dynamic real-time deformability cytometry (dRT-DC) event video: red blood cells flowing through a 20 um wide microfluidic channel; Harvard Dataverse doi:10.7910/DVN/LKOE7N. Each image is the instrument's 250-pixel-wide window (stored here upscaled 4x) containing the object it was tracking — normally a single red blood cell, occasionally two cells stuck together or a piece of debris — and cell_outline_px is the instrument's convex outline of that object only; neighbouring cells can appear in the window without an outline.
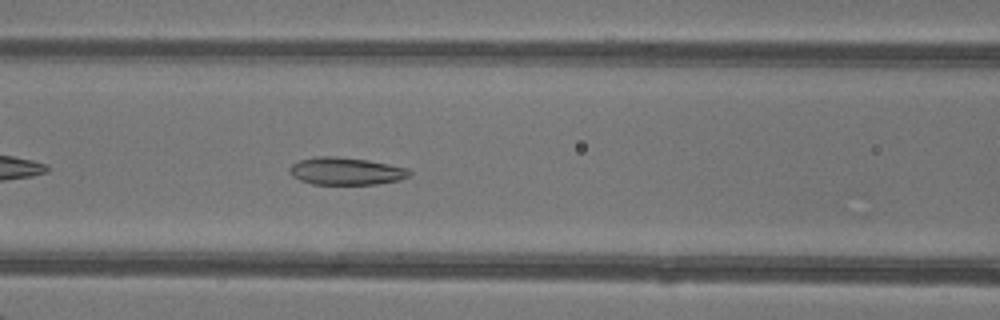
{"species": "common noctule bat (a hibernating species)", "species_latin": "Nyctalus noctula", "temperature_condition": "warm", "stored_images_in_passage": 34, "camera_frame_rate_fps": 3000, "um_per_image_px": 0.085, "animal": {"sex": "female"}, "frame": {"image": 1, "passage_image": 7, "time_ms": 2.0, "image_size_px": [1000, 320], "cell_outline_px": [[412, 176], [400, 180], [376, 184], [312, 184], [300, 180], [292, 176], [288, 172], [288, 168], [292, 164], [300, 160], [316, 156], [336, 156], [368, 160], [408, 168], [412, 172]], "centroid_in_image_um": [29.41, 14.55], "position_along_channel_um": 137.2, "area_um2": 19.36}}
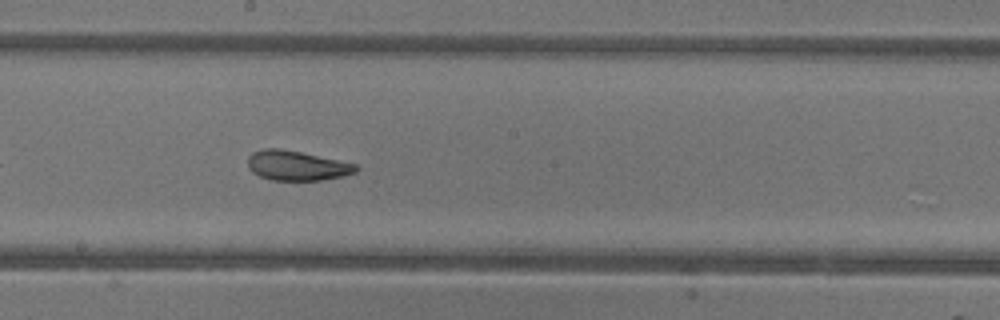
{"frame": {"image": 2, "passage_image": 13, "time_ms": 4.0, "image_size_px": [1000, 320], "cell_outline_px": [[360, 168], [356, 172], [344, 176], [320, 180], [272, 180], [260, 176], [252, 172], [248, 168], [248, 156], [252, 152], [264, 148], [280, 148], [300, 152], [356, 164]], "centroid_in_image_um": [25.21, 14.07], "position_along_channel_um": 223.0, "area_um2": 18.73}}
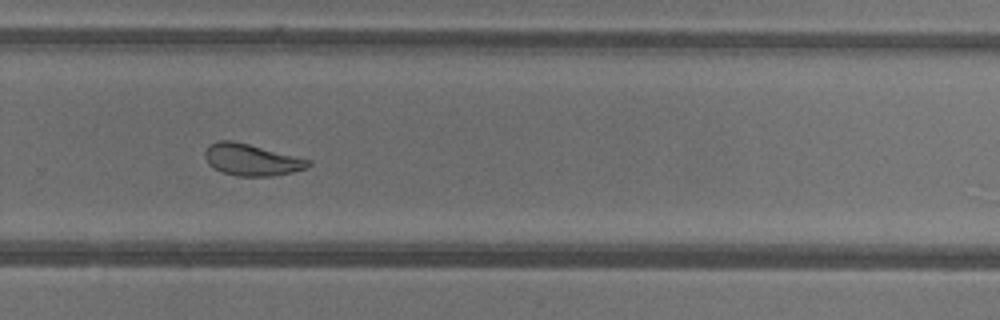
{"frame": {"image": 3, "passage_image": 19, "time_ms": 6.0, "image_size_px": [1000, 320], "cell_outline_px": [[312, 164], [308, 168], [292, 172], [272, 176], [236, 176], [220, 172], [212, 168], [208, 164], [204, 156], [204, 152], [208, 144], [216, 140], [232, 140], [312, 160]], "centroid_in_image_um": [21.35, 13.58], "position_along_channel_um": 308.5, "area_um2": 19.36}, "authors_computed_cell_mechanics": {"area_um2": 20.0277, "velocity_mm_per_s": 4.2923, "shape_relaxation_time_tau1_ms": null, "shape_relaxation_time_tau2_ms": 1.987, "deformation_change_tau1": null, "deformation_change_tau2": 0.0855}}